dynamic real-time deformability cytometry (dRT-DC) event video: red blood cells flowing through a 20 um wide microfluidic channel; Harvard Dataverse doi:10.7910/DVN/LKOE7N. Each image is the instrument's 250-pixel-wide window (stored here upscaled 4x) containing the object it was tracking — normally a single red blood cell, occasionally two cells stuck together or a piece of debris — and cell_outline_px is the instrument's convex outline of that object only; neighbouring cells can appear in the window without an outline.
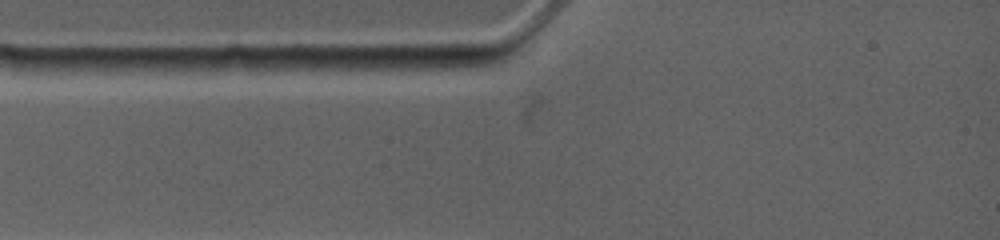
{"species": "common noctule bat (a hibernating species)", "species_latin": "Nyctalus noctula", "temperature_condition": "warm", "stored_images_in_passage": 3, "camera_frame_rate_fps": 4500, "um_per_image_px": 0.085, "animal": {"sex": "female", "body_mass_g": 19.0, "forearm_length_mm": 53.3}, "frame": {"image": 1, "passage_image": 1, "time_ms": 0.0, "image_size_px": [1000, 240], "cell_outline_px": [[500, 60], [488, 64], [468, 68], [408, 76], [364, 68], [372, 56], [488, 56]], "centroid_in_image_um": [36.14, 5.43], "position_along_channel_um": 48.9, "area_um2": 13.47}}